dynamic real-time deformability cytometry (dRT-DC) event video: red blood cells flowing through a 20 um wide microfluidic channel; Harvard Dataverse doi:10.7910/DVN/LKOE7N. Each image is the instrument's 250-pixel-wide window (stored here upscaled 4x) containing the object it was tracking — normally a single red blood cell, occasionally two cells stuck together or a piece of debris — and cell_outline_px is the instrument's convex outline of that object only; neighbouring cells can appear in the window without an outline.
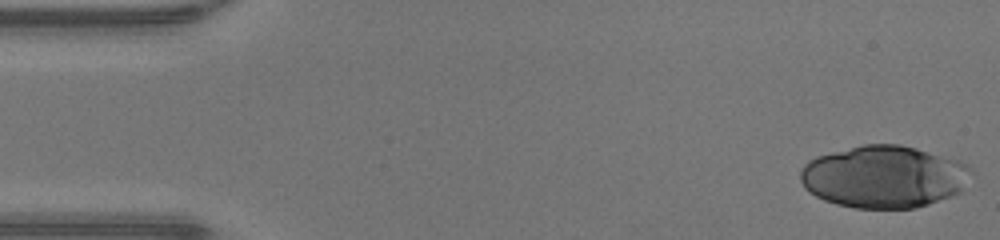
{"species": "human", "species_latin": "Homo sapiens", "temperature_condition": "warm", "stored_images_in_passage": 47, "camera_frame_rate_fps": 3000, "um_per_image_px": 0.085, "donor": {"sex": "male"}, "frame": {"image": 1, "passage_image": 1, "time_ms": 0.0, "image_size_px": [1000, 240], "cell_outline_px": [[972, 172], [960, 192], [952, 196], [916, 208], [856, 208], [836, 204], [824, 200], [808, 192], [804, 188], [800, 180], [800, 172], [804, 164], [808, 160], [816, 156], [864, 144], [900, 144], [916, 148], [960, 160], [968, 164]], "centroid_in_image_um": [75.13, 15.02], "position_along_channel_um": 9.9, "area_um2": 62.25}}